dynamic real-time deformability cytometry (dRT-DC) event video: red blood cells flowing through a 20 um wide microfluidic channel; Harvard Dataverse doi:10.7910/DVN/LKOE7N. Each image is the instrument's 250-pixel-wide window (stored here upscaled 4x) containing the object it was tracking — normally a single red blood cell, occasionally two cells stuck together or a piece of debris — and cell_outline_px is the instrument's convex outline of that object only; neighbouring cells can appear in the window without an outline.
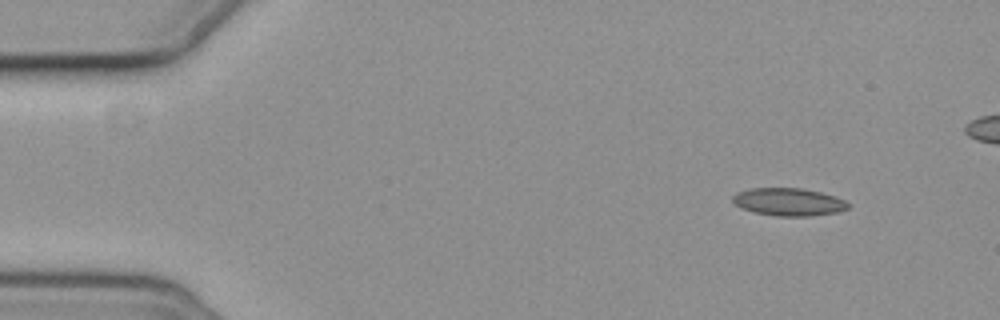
{"species": "common noctule bat (a hibernating species)", "species_latin": "Nyctalus noctula", "temperature_condition": "cold", "stored_images_in_passage": 5, "camera_frame_rate_fps": 3000, "um_per_image_px": 0.085, "animal": {"sex": "female", "body_mass_g": 19.3, "forearm_length_mm": 54.1}, "frame": {"image": 1, "passage_image": 1, "time_ms": 0.0, "image_size_px": [1000, 320], "cell_outline_px": [[848, 208], [840, 212], [808, 216], [776, 216], [756, 212], [744, 208], [736, 204], [732, 200], [732, 196], [736, 192], [752, 188], [800, 188], [820, 192], [844, 200], [848, 204]], "centroid_in_image_um": [67.03, 17.16], "position_along_channel_um": 18.0, "area_um2": 18.38}}